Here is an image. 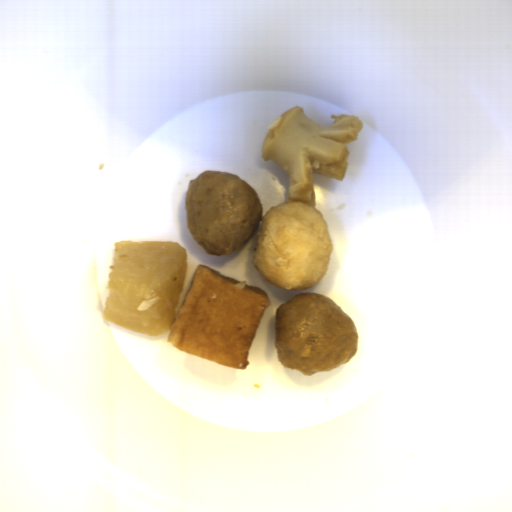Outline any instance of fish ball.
Returning a JSON list of instances; mask_svg holds the SVG:
<instances>
[{
	"label": "fish ball",
	"mask_w": 512,
	"mask_h": 512,
	"mask_svg": "<svg viewBox=\"0 0 512 512\" xmlns=\"http://www.w3.org/2000/svg\"><path fill=\"white\" fill-rule=\"evenodd\" d=\"M261 224L253 266L265 281L302 291L326 276L333 244L328 223L315 206L298 200L271 206Z\"/></svg>",
	"instance_id": "29854b86"
}]
</instances>
